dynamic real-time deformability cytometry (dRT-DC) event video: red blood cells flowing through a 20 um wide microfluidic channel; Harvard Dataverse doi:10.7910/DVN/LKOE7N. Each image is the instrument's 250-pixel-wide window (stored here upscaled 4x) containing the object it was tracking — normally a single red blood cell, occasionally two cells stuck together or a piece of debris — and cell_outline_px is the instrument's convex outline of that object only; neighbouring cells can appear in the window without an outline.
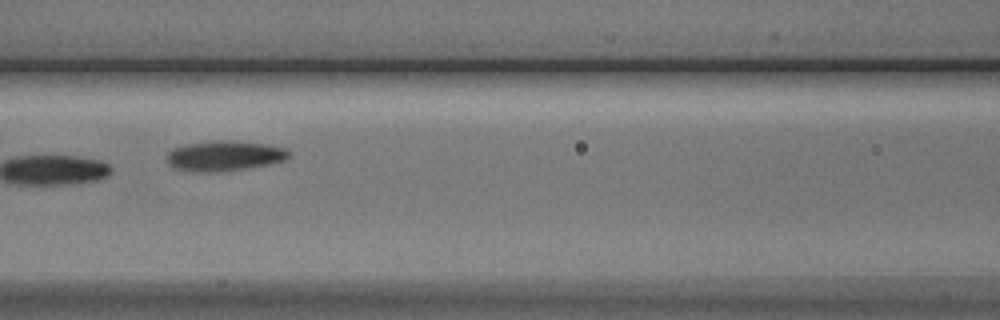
{"species": "Egyptian fruit bat (a non-hibernating species)", "species_latin": "Rousettus aegyptiacus", "temperature_condition": "cold", "stored_images_in_passage": 6, "camera_frame_rate_fps": 3000, "um_per_image_px": 0.085, "animal": {"sex": "male"}, "frame": {"image": 1, "passage_image": 6, "time_ms": 6.0, "image_size_px": [1000, 320], "cell_outline_px": [[288, 156], [284, 160], [268, 164], [248, 168], [216, 172], [204, 172], [176, 168], [168, 164], [168, 152], [172, 148], [184, 144], [212, 140], [236, 140], [268, 144], [288, 148]], "centroid_in_image_um": [19.09, 13.22], "position_along_channel_um": 147.5, "area_um2": 21.56}}